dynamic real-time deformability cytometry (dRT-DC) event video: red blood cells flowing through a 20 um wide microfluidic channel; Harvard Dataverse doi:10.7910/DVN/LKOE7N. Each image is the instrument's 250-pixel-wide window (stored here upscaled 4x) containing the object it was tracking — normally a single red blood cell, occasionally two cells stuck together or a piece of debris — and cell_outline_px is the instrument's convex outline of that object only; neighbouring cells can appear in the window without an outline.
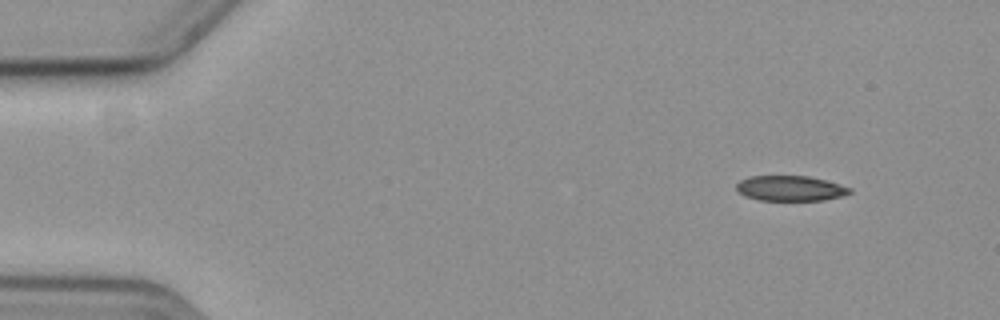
{"species": "common noctule bat (a hibernating species)", "species_latin": "Nyctalus noctula", "temperature_condition": "cold", "stored_images_in_passage": 53, "camera_frame_rate_fps": 3000, "um_per_image_px": 0.085, "animal": {"sex": "female", "body_mass_g": 19.3, "forearm_length_mm": 54.1}, "frame": {"image": 1, "passage_image": 1, "time_ms": 0.0, "image_size_px": [1000, 320], "cell_outline_px": [[852, 192], [840, 196], [824, 200], [760, 200], [744, 196], [736, 188], [736, 184], [740, 180], [752, 176], [808, 176], [824, 180], [852, 188]], "centroid_in_image_um": [67.16, 16.01], "position_along_channel_um": 17.8, "area_um2": 16.47}}
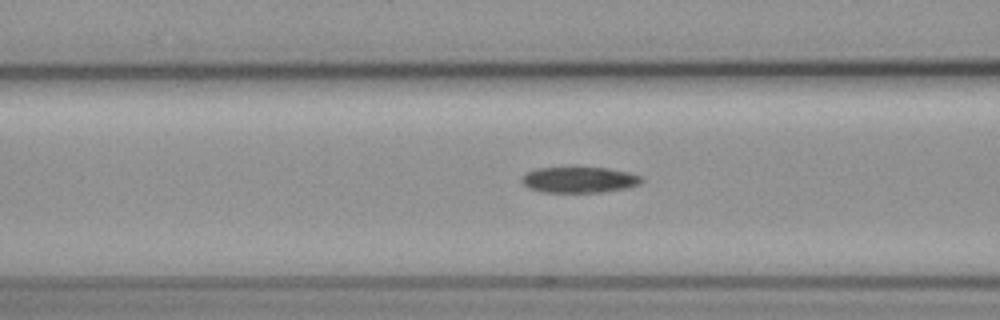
{"frame": {"image": 2, "passage_image": 18, "time_ms": 5.667, "image_size_px": [1000, 320], "cell_outline_px": [[644, 180], [640, 184], [624, 188], [600, 192], [540, 192], [528, 188], [520, 180], [520, 176], [536, 168], [608, 168], [628, 172], [640, 176]], "centroid_in_image_um": [49.19, 15.28], "position_along_channel_um": 117.4, "area_um2": 17.98}}
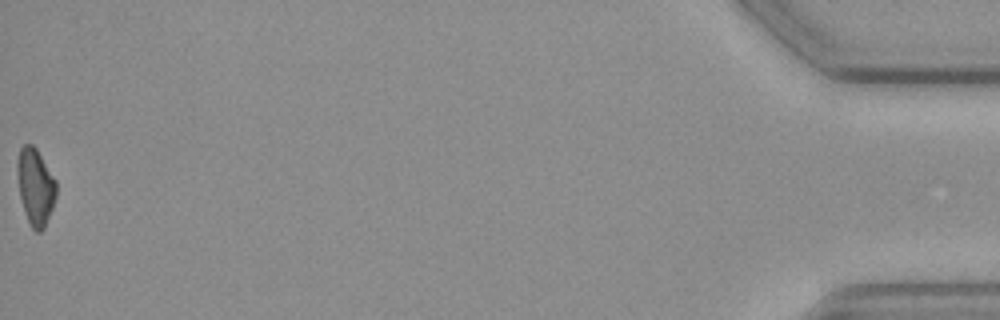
{"frame": {"image": 3, "passage_image": 53, "time_ms": 17.333, "image_size_px": [1000, 320], "cell_outline_px": [[56, 196], [52, 208], [44, 228], [40, 232], [36, 232], [32, 228], [24, 212], [20, 196], [16, 168], [16, 164], [20, 148], [24, 144], [32, 144], [36, 148], [56, 180]], "centroid_in_image_um": [3.0, 15.86], "position_along_channel_um": 432.2, "area_um2": 17.34}}